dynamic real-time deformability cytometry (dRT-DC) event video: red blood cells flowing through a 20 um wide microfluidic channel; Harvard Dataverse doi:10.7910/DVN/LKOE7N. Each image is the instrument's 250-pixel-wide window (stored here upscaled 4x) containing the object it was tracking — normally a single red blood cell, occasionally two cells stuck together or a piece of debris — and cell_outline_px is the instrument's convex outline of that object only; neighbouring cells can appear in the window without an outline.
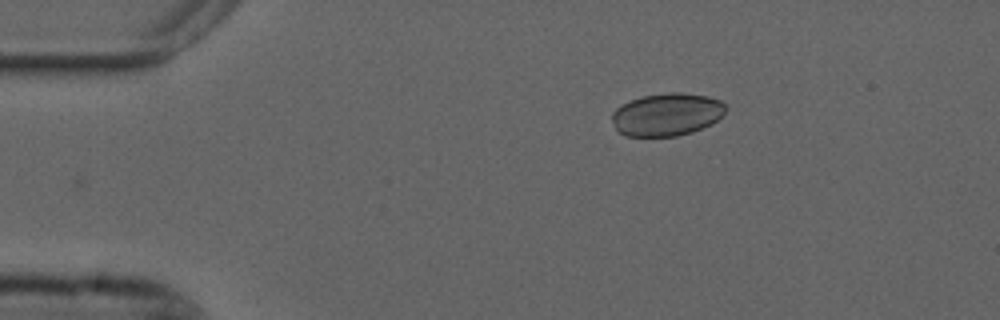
{"species": "common noctule bat (a hibernating species)", "species_latin": "Nyctalus noctula", "temperature_condition": "cold", "stored_images_in_passage": 34, "camera_frame_rate_fps": 3000, "um_per_image_px": 0.085, "animal": {"sex": "male", "forearm_length_mm": 52.5}, "frame": {"image": 1, "passage_image": 1, "time_ms": 0.0, "image_size_px": [1000, 320], "cell_outline_px": [[728, 108], [712, 124], [692, 132], [676, 136], [624, 136], [616, 128], [612, 120], [612, 112], [620, 104], [644, 96], [668, 92], [680, 92], [708, 96], [720, 100]], "centroid_in_image_um": [56.68, 9.73], "position_along_channel_um": 28.3, "area_um2": 28.32}}
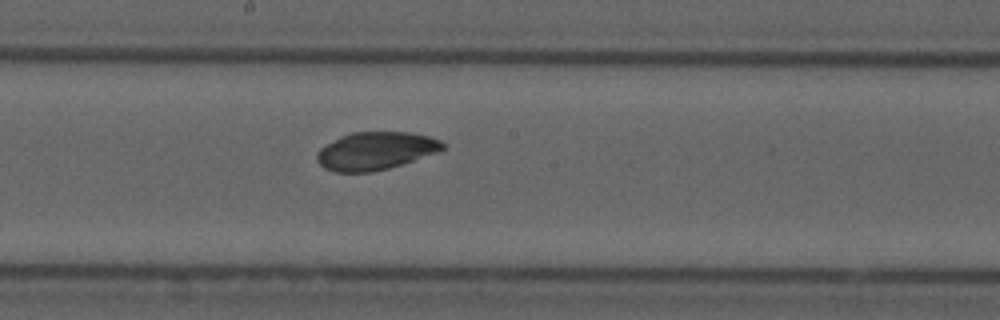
{"frame": {"image": 2, "passage_image": 21, "time_ms": 6.667, "image_size_px": [1000, 320], "cell_outline_px": [[444, 148], [440, 152], [388, 168], [372, 172], [336, 172], [324, 168], [316, 160], [316, 152], [320, 148], [340, 136], [352, 132], [408, 132], [428, 136], [440, 140], [444, 144]], "centroid_in_image_um": [31.91, 12.82], "position_along_channel_um": 216.3, "area_um2": 27.74}}
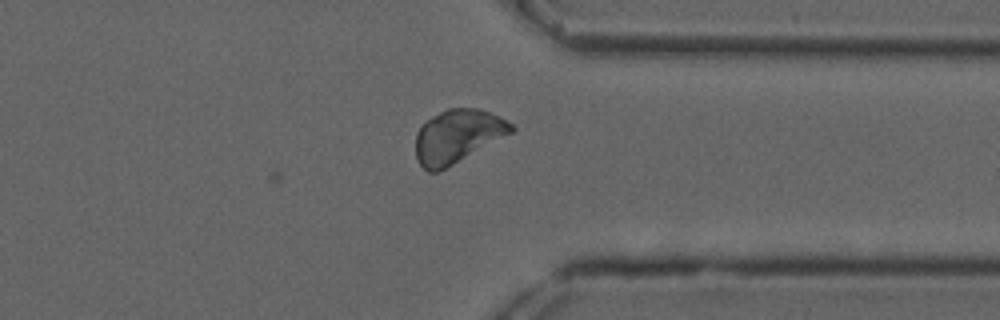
{"frame": {"image": 3, "passage_image": 34, "time_ms": 11.0, "image_size_px": [1000, 320], "cell_outline_px": [[516, 128], [512, 132], [440, 172], [428, 172], [420, 164], [416, 156], [416, 132], [420, 124], [432, 116], [448, 108], [476, 108], [500, 116], [512, 124]], "centroid_in_image_um": [38.86, 11.58], "position_along_channel_um": 372.5, "area_um2": 29.71}}